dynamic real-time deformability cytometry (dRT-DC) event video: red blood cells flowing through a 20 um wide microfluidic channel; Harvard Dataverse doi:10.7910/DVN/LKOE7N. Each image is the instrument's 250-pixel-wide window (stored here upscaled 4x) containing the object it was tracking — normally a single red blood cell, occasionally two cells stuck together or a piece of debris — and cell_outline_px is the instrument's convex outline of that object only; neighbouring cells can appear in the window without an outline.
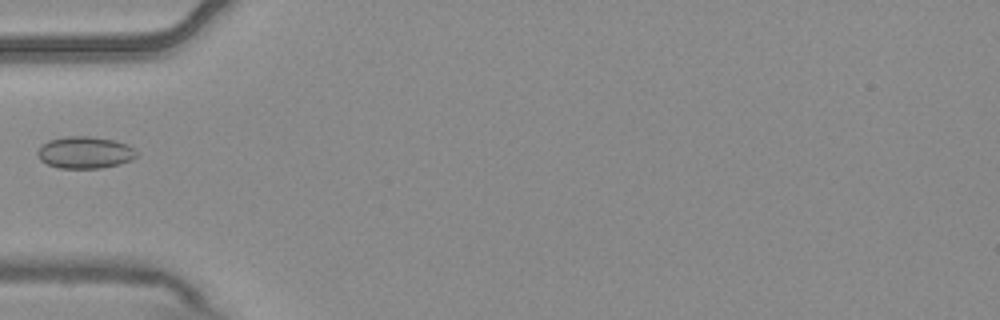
{"species": "common noctule bat (a hibernating species)", "species_latin": "Nyctalus noctula", "temperature_condition": "warm", "stored_images_in_passage": 7, "camera_frame_rate_fps": 3000, "um_per_image_px": 0.085, "animal": {"sex": "male", "body_mass_g": 20.4}, "frame": {"image": 1, "passage_image": 6, "time_ms": 1.667, "image_size_px": [1000, 320], "cell_outline_px": [[140, 152], [132, 160], [120, 164], [100, 168], [60, 168], [48, 164], [40, 160], [36, 152], [40, 144], [48, 140], [68, 136], [92, 136], [116, 140], [128, 144]], "centroid_in_image_um": [7.24, 12.95], "position_along_channel_um": 77.8, "area_um2": 18.79}}
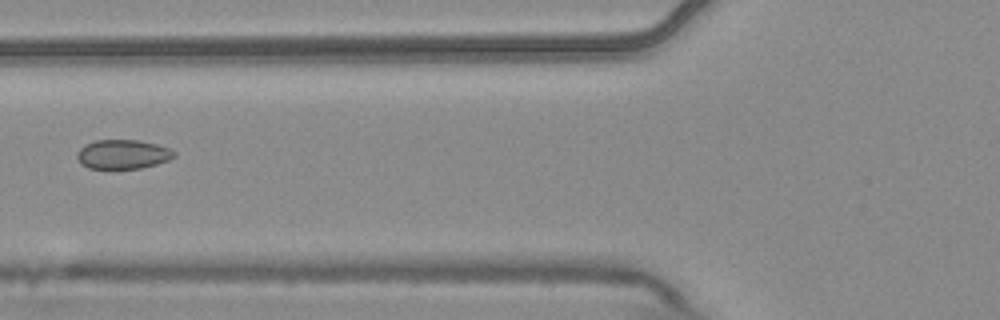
{"frame": {"image": 2, "passage_image": 7, "time_ms": 2.0, "image_size_px": [1000, 320], "cell_outline_px": [[176, 156], [168, 160], [156, 164], [140, 168], [116, 172], [88, 168], [80, 164], [76, 156], [76, 152], [84, 144], [96, 140], [140, 140], [156, 144], [168, 148], [176, 152]], "centroid_in_image_um": [10.38, 13.16], "position_along_channel_um": 115.4, "area_um2": 17.34}}